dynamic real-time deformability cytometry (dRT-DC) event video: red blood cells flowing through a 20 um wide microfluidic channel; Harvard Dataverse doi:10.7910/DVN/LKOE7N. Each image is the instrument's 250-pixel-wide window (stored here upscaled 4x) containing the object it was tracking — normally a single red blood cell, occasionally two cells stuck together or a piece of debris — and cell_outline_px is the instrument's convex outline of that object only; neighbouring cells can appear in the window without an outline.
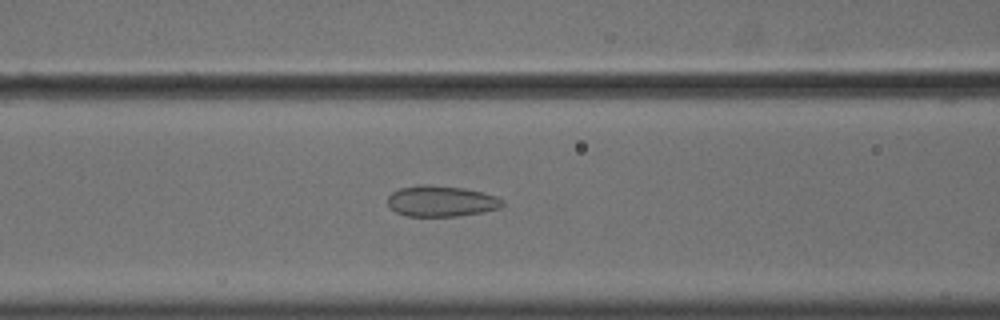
{"species": "common noctule bat (a hibernating species)", "species_latin": "Nyctalus noctula", "temperature_condition": "cold", "stored_images_in_passage": 55, "camera_frame_rate_fps": 3000, "um_per_image_px": 0.085, "animal": {"sex": "male", "body_mass_g": 18.8}, "frame": {"image": 1, "passage_image": 23, "time_ms": 7.333, "image_size_px": [1000, 320], "cell_outline_px": [[504, 204], [500, 208], [484, 212], [456, 216], [408, 216], [396, 212], [388, 204], [388, 196], [392, 192], [400, 188], [424, 184], [464, 188], [496, 196], [504, 200]], "centroid_in_image_um": [37.52, 17.1], "position_along_channel_um": 129.1, "area_um2": 20.58}}
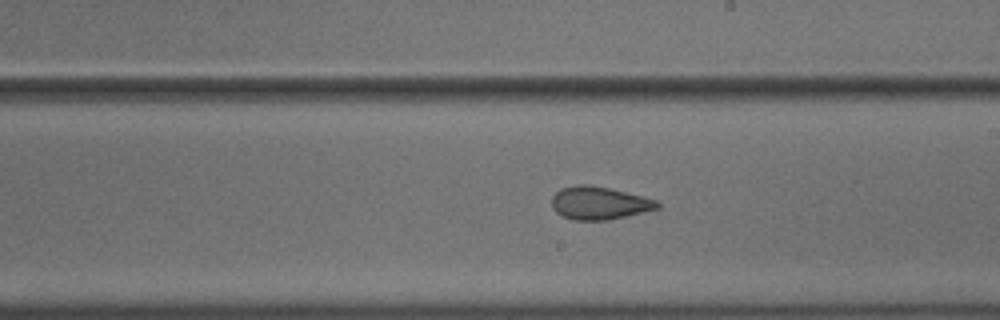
{"frame": {"image": 2, "passage_image": 32, "time_ms": 10.333, "image_size_px": [1000, 320], "cell_outline_px": [[660, 208], [608, 220], [572, 220], [556, 212], [552, 208], [552, 196], [560, 188], [576, 184], [588, 184], [608, 188], [656, 200], [660, 204]], "centroid_in_image_um": [50.89, 17.26], "position_along_channel_um": 238.1, "area_um2": 20.11}}
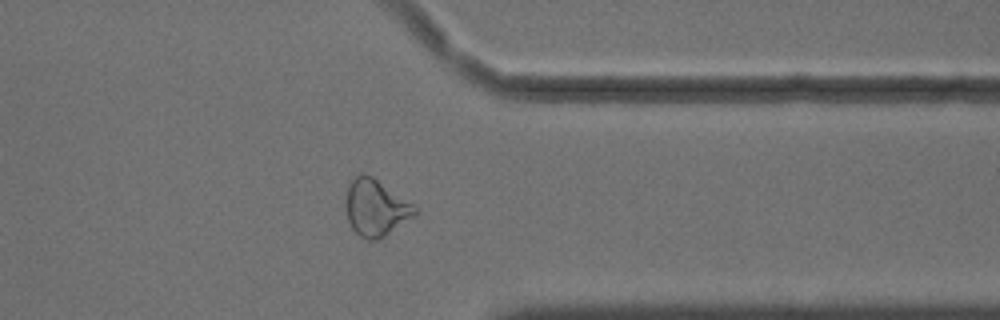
{"frame": {"image": 3, "passage_image": 44, "time_ms": 14.333, "image_size_px": [1000, 320], "cell_outline_px": [[420, 212], [416, 216], [380, 240], [364, 240], [352, 228], [348, 220], [344, 208], [344, 200], [348, 184], [360, 172], [372, 176], [420, 208]], "centroid_in_image_um": [31.95, 17.68], "position_along_channel_um": 379.4, "area_um2": 23.52}, "authors_computed_cell_mechanics": {"area_um2": 23.5246, "velocity_mm_per_s": 3.6269, "shape_relaxation_time_tau1_ms": null, "shape_relaxation_time_tau2_ms": 1.728, "deformation_change_tau1": null, "deformation_change_tau2": 0.08}}